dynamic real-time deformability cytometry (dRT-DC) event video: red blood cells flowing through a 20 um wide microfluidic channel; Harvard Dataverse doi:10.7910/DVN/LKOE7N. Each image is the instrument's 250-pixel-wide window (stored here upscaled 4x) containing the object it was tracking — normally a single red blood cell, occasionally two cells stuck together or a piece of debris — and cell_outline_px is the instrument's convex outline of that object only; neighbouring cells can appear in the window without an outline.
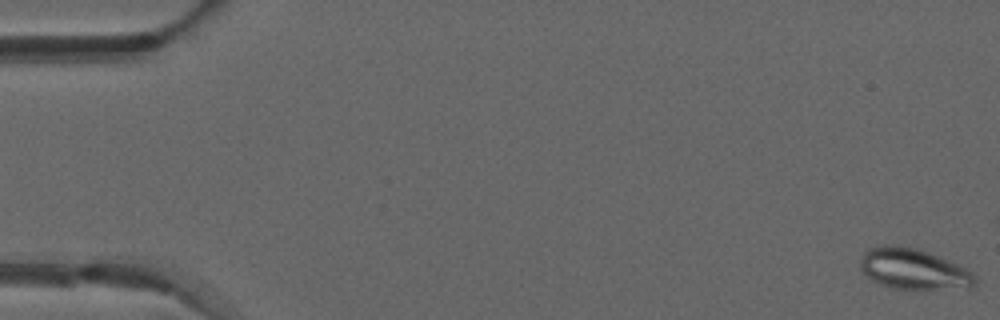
{"species": "common noctule bat (a hibernating species)", "species_latin": "Nyctalus noctula", "temperature_condition": "warm", "stored_images_in_passage": 8, "camera_frame_rate_fps": 3000, "um_per_image_px": 0.085, "animal": {"sex": "male", "forearm_length_mm": 52.5}, "frame": {"image": 1, "passage_image": 1, "time_ms": 0.0, "image_size_px": [1000, 320], "cell_outline_px": [[976, 284], [972, 288], [920, 292], [892, 288], [872, 280], [860, 268], [860, 256], [868, 248], [884, 244], [916, 248], [928, 252], [956, 264], [972, 272], [976, 276]], "centroid_in_image_um": [77.68, 22.93], "position_along_channel_um": 7.3, "area_um2": 28.03}}